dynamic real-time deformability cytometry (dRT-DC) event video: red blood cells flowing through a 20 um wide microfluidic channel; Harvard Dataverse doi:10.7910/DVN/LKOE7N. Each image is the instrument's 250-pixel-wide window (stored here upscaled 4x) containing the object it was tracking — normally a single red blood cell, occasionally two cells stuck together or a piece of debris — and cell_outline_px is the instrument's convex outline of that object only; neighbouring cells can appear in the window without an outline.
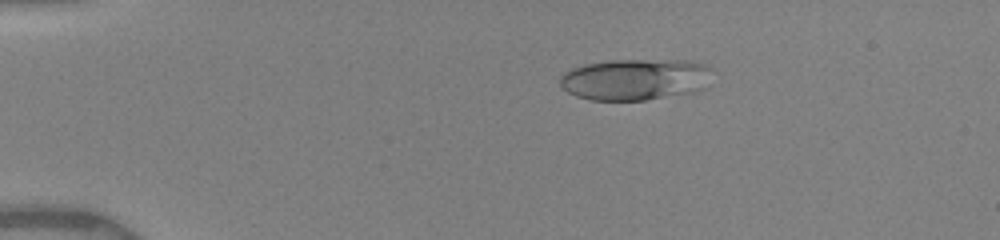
{"species": "human", "species_latin": "Homo sapiens", "temperature_condition": "warm", "stored_images_in_passage": 33, "camera_frame_rate_fps": 3000, "um_per_image_px": 0.085, "donor": {"sex": "female"}, "frame": {"image": 1, "passage_image": 1, "time_ms": 0.0, "image_size_px": [1000, 240], "cell_outline_px": [[708, 68], [704, 88], [696, 92], [644, 100], [592, 100], [576, 96], [568, 92], [560, 84], [560, 76], [564, 72], [572, 68], [584, 64], [608, 60], [692, 60], [708, 64]], "centroid_in_image_um": [53.95, 6.74], "position_along_channel_um": 31.0, "area_um2": 36.7}}
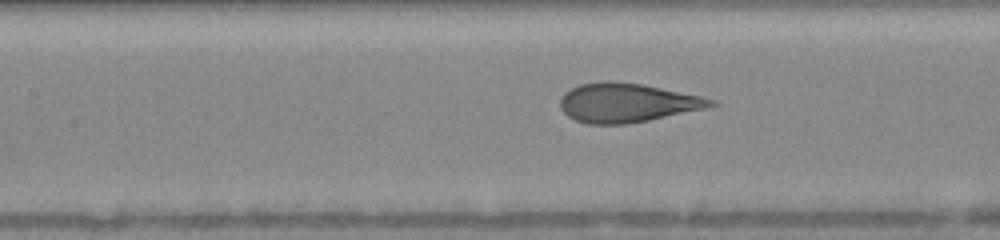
{"frame": {"image": 2, "passage_image": 16, "time_ms": 4.667, "image_size_px": [1000, 240], "cell_outline_px": [[720, 104], [704, 108], [648, 120], [628, 124], [588, 124], [576, 120], [568, 116], [560, 108], [560, 96], [564, 92], [580, 84], [604, 80], [608, 80], [640, 84], [704, 96], [716, 100]], "centroid_in_image_um": [53.28, 8.72], "position_along_channel_um": 154.1, "area_um2": 34.28}}
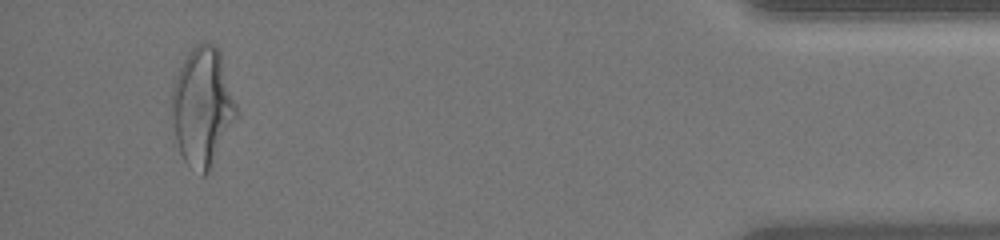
{"frame": {"image": 3, "passage_image": 32, "time_ms": 12.667, "image_size_px": [1000, 240], "cell_outline_px": [[236, 116], [212, 168], [204, 176], [200, 176], [184, 160], [180, 152], [176, 140], [172, 116], [172, 88], [176, 76], [188, 52], [196, 44], [208, 40], [220, 48], [236, 104]], "centroid_in_image_um": [17.21, 9.05], "position_along_channel_um": 418.0, "area_um2": 44.56}, "authors_computed_cell_mechanics": {"area_um2": 35.3158, "velocity_mm_per_s": 4.0319, "shape_relaxation_time_tau1_ms": 6.7241, "shape_relaxation_time_tau2_ms": null, "deformation_change_tau1": 0.2345, "deformation_change_tau2": null}}